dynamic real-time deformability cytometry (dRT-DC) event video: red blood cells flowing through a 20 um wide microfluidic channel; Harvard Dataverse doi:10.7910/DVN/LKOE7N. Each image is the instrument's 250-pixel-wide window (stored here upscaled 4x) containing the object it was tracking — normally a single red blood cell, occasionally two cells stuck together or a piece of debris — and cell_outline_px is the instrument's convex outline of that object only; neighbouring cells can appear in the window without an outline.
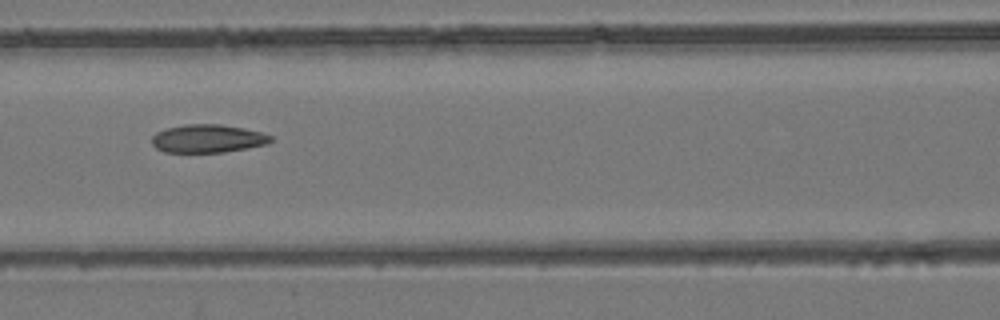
{"species": "common noctule bat (a hibernating species)", "species_latin": "Nyctalus noctula", "temperature_condition": "room temperature", "stored_images_in_passage": 9, "camera_frame_rate_fps": 3000, "um_per_image_px": 0.085, "animal": {"sex": "female", "body_mass_g": 24.6, "forearm_length_mm": 56.2}, "frame": {"image": 1, "passage_image": 6, "time_ms": 6.333, "image_size_px": [1000, 320], "cell_outline_px": [[272, 140], [268, 144], [248, 148], [224, 152], [164, 152], [156, 148], [152, 144], [152, 136], [156, 132], [164, 128], [184, 124], [220, 124], [244, 128], [260, 132], [272, 136]], "centroid_in_image_um": [17.64, 11.77], "position_along_channel_um": 149.0, "area_um2": 19.65}}
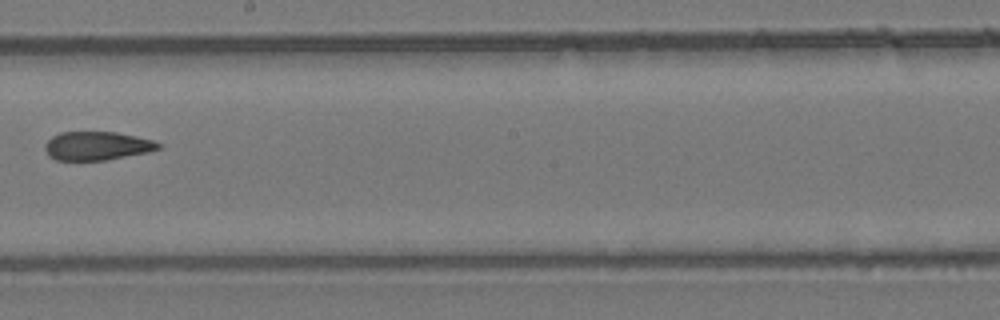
{"frame": {"image": 2, "passage_image": 8, "time_ms": 8.667, "image_size_px": [1000, 320], "cell_outline_px": [[160, 148], [148, 152], [104, 160], [56, 160], [48, 156], [44, 148], [44, 144], [52, 136], [60, 132], [116, 132], [136, 136], [152, 140], [160, 144]], "centroid_in_image_um": [8.2, 12.39], "position_along_channel_um": 240.0, "area_um2": 18.84}}
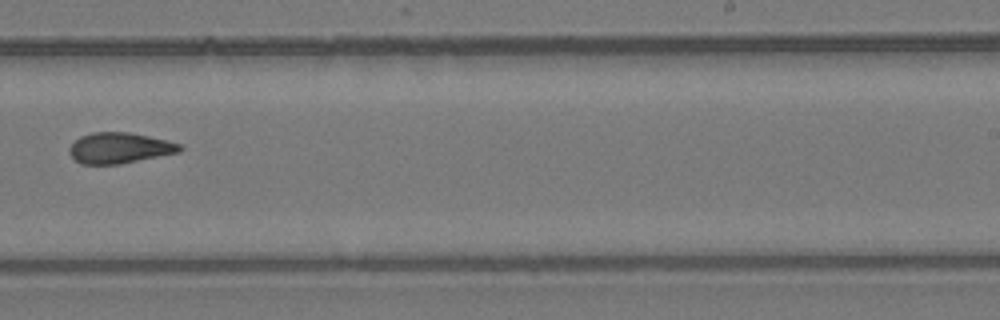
{"frame": {"image": 3, "passage_image": 9, "time_ms": 9.667, "image_size_px": [1000, 320], "cell_outline_px": [[184, 148], [180, 152], [120, 164], [80, 164], [68, 152], [68, 148], [80, 136], [92, 132], [128, 132], [168, 140], [180, 144]], "centroid_in_image_um": [10.16, 12.58], "position_along_channel_um": 278.8, "area_um2": 19.83}}